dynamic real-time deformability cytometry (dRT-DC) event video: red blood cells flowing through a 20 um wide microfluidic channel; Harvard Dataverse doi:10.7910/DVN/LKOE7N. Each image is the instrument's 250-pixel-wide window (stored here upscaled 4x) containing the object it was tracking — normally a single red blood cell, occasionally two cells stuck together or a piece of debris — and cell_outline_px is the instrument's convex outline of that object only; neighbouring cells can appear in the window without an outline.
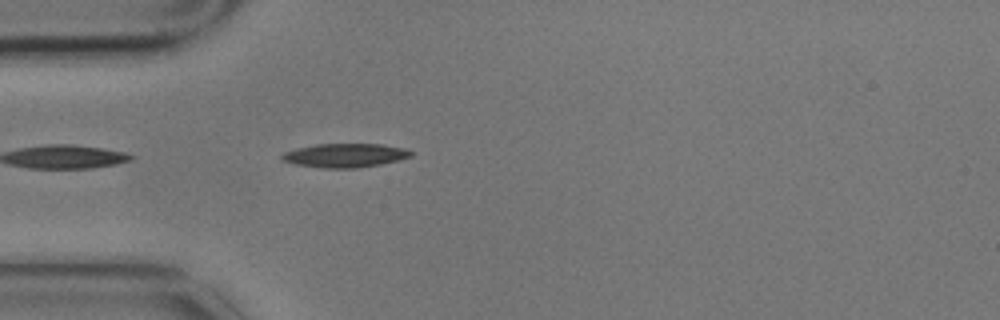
{"species": "common noctule bat (a hibernating species)", "species_latin": "Nyctalus noctula", "temperature_condition": "cold", "stored_images_in_passage": 2, "camera_frame_rate_fps": 3000, "um_per_image_px": 0.085, "animal": {"sex": "male", "body_mass_g": 17.9}, "frame": {"image": 1, "passage_image": 2, "time_ms": 0.333, "image_size_px": [1000, 320], "cell_outline_px": [[412, 156], [400, 160], [380, 164], [356, 168], [320, 168], [296, 164], [280, 160], [280, 156], [284, 152], [296, 148], [316, 144], [380, 144], [404, 148], [412, 152]], "centroid_in_image_um": [29.3, 13.21], "position_along_channel_um": 55.7, "area_um2": 17.98}}